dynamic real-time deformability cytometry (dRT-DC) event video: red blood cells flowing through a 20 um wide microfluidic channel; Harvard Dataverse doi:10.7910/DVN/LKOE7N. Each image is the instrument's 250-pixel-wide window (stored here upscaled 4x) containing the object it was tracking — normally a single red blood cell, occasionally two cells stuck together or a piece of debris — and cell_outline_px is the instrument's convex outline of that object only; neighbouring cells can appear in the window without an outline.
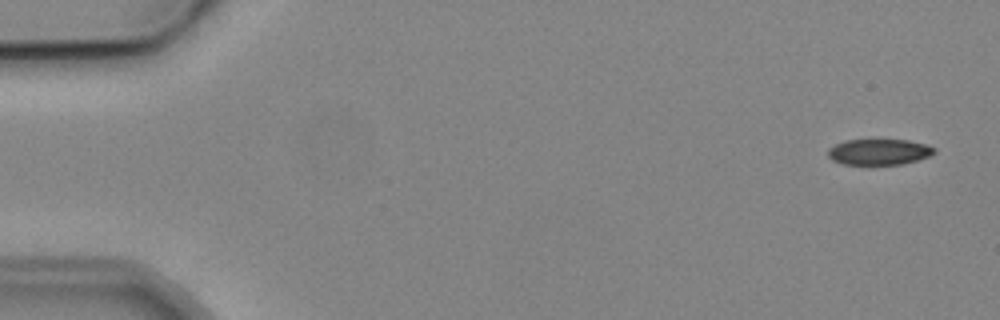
{"species": "common noctule bat (a hibernating species)", "species_latin": "Nyctalus noctula", "temperature_condition": "cold", "stored_images_in_passage": 4, "camera_frame_rate_fps": 3000, "um_per_image_px": 0.085, "animal": {"sex": "male", "body_mass_g": 19.2, "forearm_length_mm": 51.8}, "frame": {"image": 1, "passage_image": 1, "time_ms": 0.0, "image_size_px": [1000, 320], "cell_outline_px": [[936, 152], [928, 156], [904, 164], [868, 168], [840, 164], [832, 160], [828, 156], [828, 148], [844, 140], [908, 140], [924, 144], [936, 148]], "centroid_in_image_um": [74.65, 12.97], "position_along_channel_um": 10.3, "area_um2": 16.88}}
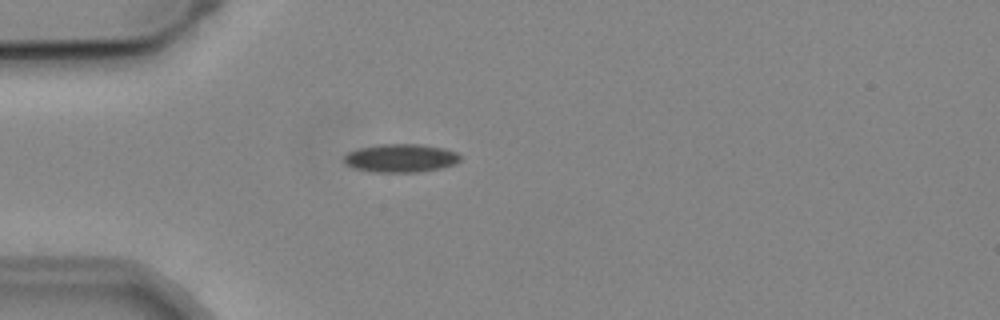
{"frame": {"image": 2, "passage_image": 4, "time_ms": 4.333, "image_size_px": [1000, 320], "cell_outline_px": [[460, 160], [456, 164], [440, 168], [416, 172], [372, 172], [352, 168], [344, 164], [344, 156], [348, 152], [360, 148], [380, 144], [420, 144], [444, 148], [456, 152], [460, 156]], "centroid_in_image_um": [34.04, 13.44], "position_along_channel_um": 51.0, "area_um2": 19.25}}